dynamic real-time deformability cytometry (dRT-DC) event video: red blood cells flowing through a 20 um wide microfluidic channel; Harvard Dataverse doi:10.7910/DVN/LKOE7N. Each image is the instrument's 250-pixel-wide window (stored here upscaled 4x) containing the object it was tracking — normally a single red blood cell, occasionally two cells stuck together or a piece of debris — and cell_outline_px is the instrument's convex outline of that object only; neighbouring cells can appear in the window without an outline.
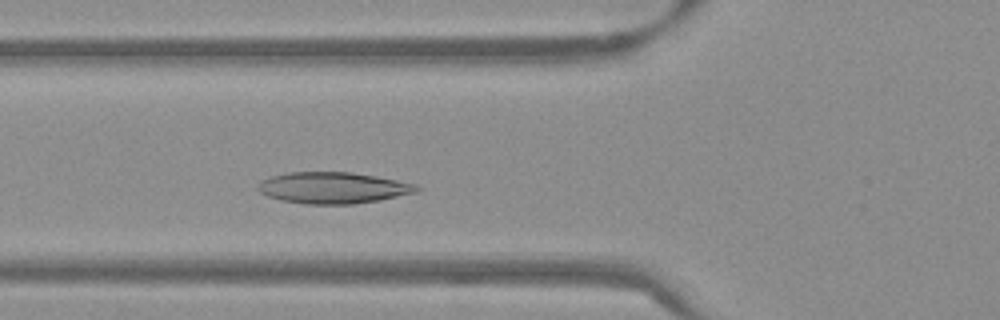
{"species": "Egyptian fruit bat (a non-hibernating species)", "species_latin": "Rousettus aegyptiacus", "temperature_condition": "warm", "stored_images_in_passage": 42, "camera_frame_rate_fps": 3000, "um_per_image_px": 0.085, "frame": {"image": 1, "passage_image": 8, "time_ms": 2.333, "image_size_px": [1000, 320], "cell_outline_px": [[424, 188], [416, 192], [380, 200], [352, 204], [304, 204], [280, 200], [268, 196], [260, 192], [256, 188], [260, 180], [272, 176], [288, 172], [352, 172], [376, 176], [416, 184]], "centroid_in_image_um": [28.3, 15.96], "position_along_channel_um": 97.5, "area_um2": 29.13}}
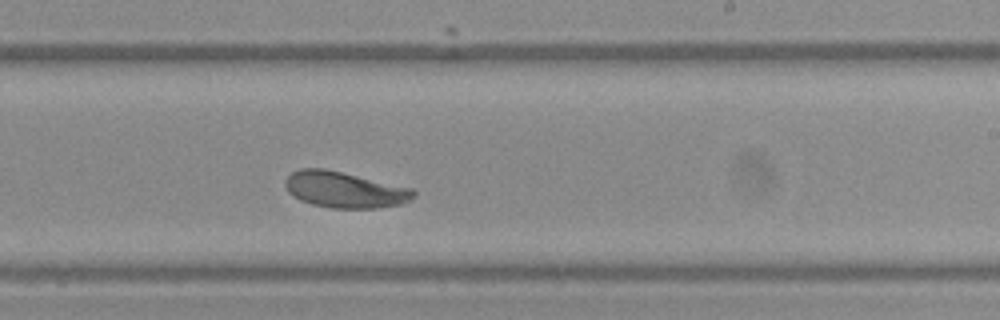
{"frame": {"image": 2, "passage_image": 21, "time_ms": 6.667, "image_size_px": [1000, 320], "cell_outline_px": [[416, 196], [412, 200], [404, 204], [376, 208], [332, 208], [312, 204], [300, 200], [292, 196], [288, 192], [284, 184], [284, 180], [292, 172], [300, 168], [324, 168], [412, 188], [416, 192]], "centroid_in_image_um": [29.3, 16.13], "position_along_channel_um": 259.7, "area_um2": 27.17}}
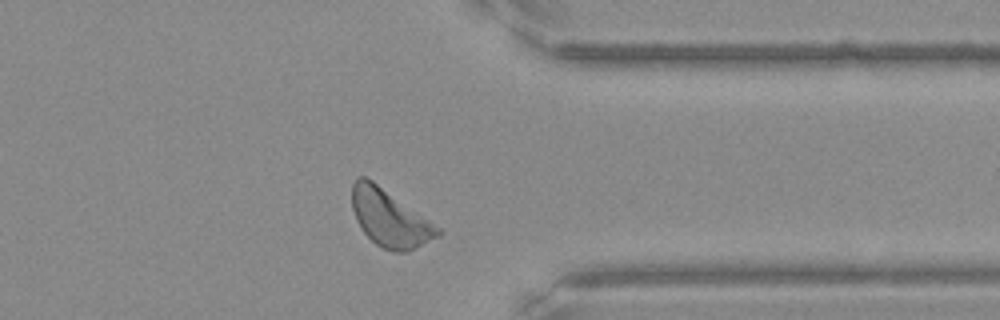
{"frame": {"image": 3, "passage_image": 31, "time_ms": 10.0, "image_size_px": [1000, 320], "cell_outline_px": [[444, 232], [404, 252], [392, 252], [376, 244], [360, 228], [356, 220], [352, 208], [352, 184], [356, 176], [364, 176], [372, 180], [440, 228]], "centroid_in_image_um": [33.06, 18.52], "position_along_channel_um": 378.3, "area_um2": 27.86}, "authors_computed_cell_mechanics": {"area_um2": 27.2816, "velocity_mm_per_s": 3.7425, "shape_relaxation_time_tau1_ms": 7.1511, "shape_relaxation_time_tau2_ms": null, "deformation_change_tau1": 0.2099, "deformation_change_tau2": null}}